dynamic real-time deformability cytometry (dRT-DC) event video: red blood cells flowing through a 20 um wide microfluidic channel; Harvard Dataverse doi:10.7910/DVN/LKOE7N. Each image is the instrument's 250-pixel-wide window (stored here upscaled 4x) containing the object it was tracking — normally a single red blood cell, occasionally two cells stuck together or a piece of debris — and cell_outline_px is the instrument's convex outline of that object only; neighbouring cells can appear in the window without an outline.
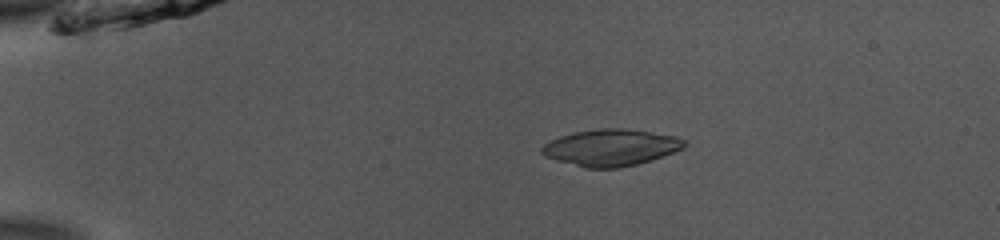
{"species": "common noctule bat (a hibernating species)", "species_latin": "Nyctalus noctula", "temperature_condition": "room temperature", "stored_images_in_passage": 48, "camera_frame_rate_fps": 3000, "um_per_image_px": 0.085, "animal": {"sex": "male", "body_mass_g": 13.0, "forearm_length_mm": 53.1}, "frame": {"image": 1, "passage_image": 7, "time_ms": 2.0, "image_size_px": [1000, 240], "cell_outline_px": [[688, 144], [684, 148], [652, 160], [620, 168], [584, 168], [556, 160], [544, 156], [540, 152], [540, 148], [544, 144], [560, 136], [572, 132], [596, 128], [624, 128], [676, 136], [688, 140]], "centroid_in_image_um": [51.93, 12.54], "position_along_channel_um": 33.1, "area_um2": 30.75}}